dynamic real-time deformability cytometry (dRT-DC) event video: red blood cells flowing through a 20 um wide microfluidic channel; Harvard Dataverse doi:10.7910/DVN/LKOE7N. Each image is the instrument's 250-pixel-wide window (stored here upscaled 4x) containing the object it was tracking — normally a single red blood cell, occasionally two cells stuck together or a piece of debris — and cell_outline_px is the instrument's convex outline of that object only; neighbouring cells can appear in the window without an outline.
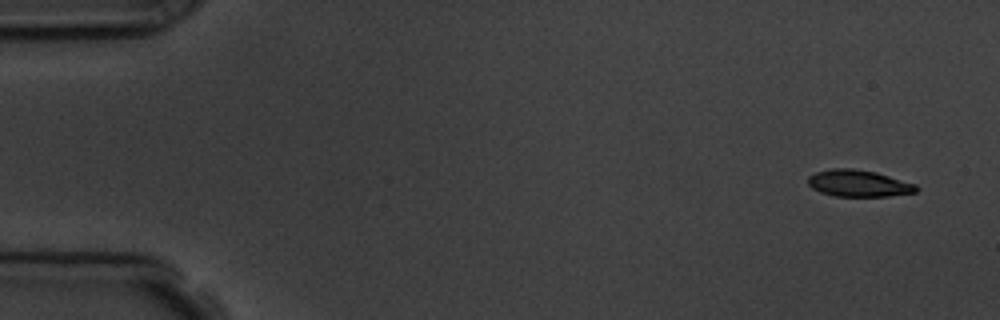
{"species": "common noctule bat (a hibernating species)", "species_latin": "Nyctalus noctula", "temperature_condition": "room temperature", "stored_images_in_passage": 8, "camera_frame_rate_fps": 3000, "um_per_image_px": 0.085, "animal": {"sex": "male", "body_mass_g": 19.5, "forearm_length_mm": 54.6}, "frame": {"image": 1, "passage_image": 1, "time_ms": 0.0, "image_size_px": [1000, 320], "cell_outline_px": [[916, 192], [888, 196], [836, 196], [820, 192], [812, 188], [808, 184], [808, 176], [816, 172], [832, 168], [852, 168], [876, 172], [916, 184]], "centroid_in_image_um": [72.95, 15.58], "position_along_channel_um": 12.1, "area_um2": 16.76}}
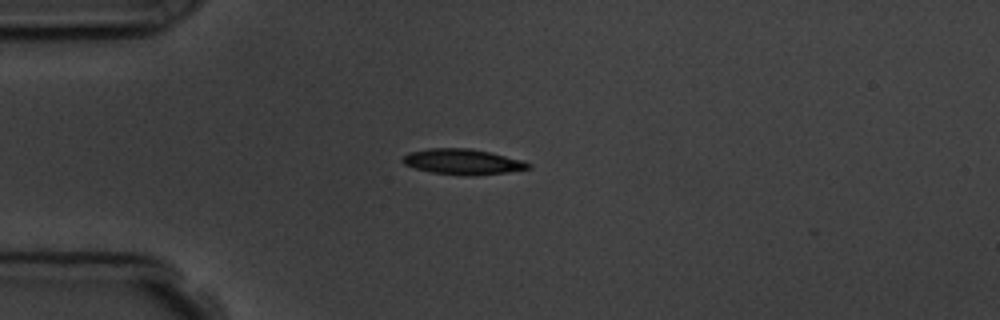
{"frame": {"image": 2, "passage_image": 4, "time_ms": 3.667, "image_size_px": [1000, 320], "cell_outline_px": [[532, 168], [508, 172], [472, 176], [468, 176], [432, 172], [416, 168], [404, 164], [400, 160], [408, 152], [428, 148], [468, 148], [488, 152], [524, 160], [532, 164]], "centroid_in_image_um": [39.35, 13.75], "position_along_channel_um": 45.7, "area_um2": 18.73}}